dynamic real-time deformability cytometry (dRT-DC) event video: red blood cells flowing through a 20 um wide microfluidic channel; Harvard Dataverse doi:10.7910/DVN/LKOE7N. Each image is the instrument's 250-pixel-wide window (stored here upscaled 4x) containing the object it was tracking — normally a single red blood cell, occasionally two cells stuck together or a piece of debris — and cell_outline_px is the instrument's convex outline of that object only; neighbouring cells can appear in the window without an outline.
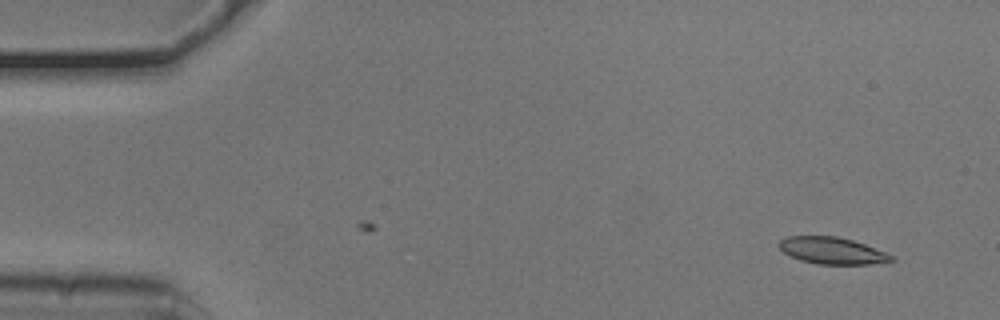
{"species": "common noctule bat (a hibernating species)", "species_latin": "Nyctalus noctula", "temperature_condition": "cold", "stored_images_in_passage": 9, "camera_frame_rate_fps": 3000, "um_per_image_px": 0.085, "animal": {"sex": "male", "body_mass_g": 20.5, "forearm_length_mm": 52.5}, "frame": {"image": 1, "passage_image": 1, "time_ms": 0.0, "image_size_px": [1000, 320], "cell_outline_px": [[896, 260], [868, 264], [816, 264], [800, 260], [784, 252], [776, 244], [780, 240], [788, 236], [836, 236], [852, 240], [864, 244], [884, 252], [892, 256]], "centroid_in_image_um": [70.69, 21.3], "position_along_channel_um": 14.3, "area_um2": 17.34}}